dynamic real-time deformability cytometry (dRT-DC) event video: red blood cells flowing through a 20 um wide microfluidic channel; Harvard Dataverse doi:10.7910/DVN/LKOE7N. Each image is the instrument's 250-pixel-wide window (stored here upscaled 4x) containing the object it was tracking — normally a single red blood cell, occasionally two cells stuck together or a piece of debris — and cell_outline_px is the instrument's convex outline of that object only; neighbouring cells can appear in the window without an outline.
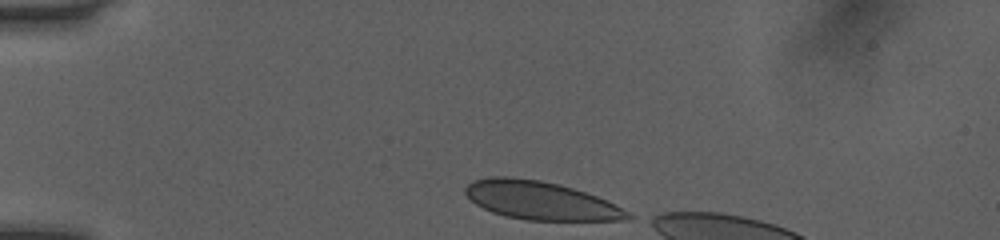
{"species": "human", "species_latin": "Homo sapiens", "temperature_condition": "room temperature", "stored_images_in_passage": 10, "camera_frame_rate_fps": 3000, "um_per_image_px": 0.085, "donor": {"sex": "female"}, "frame": {"image": 1, "passage_image": 1, "time_ms": 0.0, "image_size_px": [1000, 240], "cell_outline_px": [[636, 216], [632, 220], [528, 220], [504, 216], [492, 212], [476, 204], [464, 192], [464, 188], [472, 180], [492, 176], [508, 176], [540, 180], [560, 184], [596, 196]], "centroid_in_image_um": [45.92, 17.04], "position_along_channel_um": 39.1, "area_um2": 36.07}}
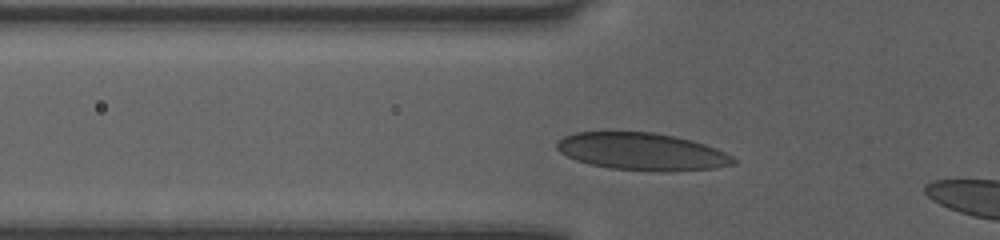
{"frame": {"image": 2, "passage_image": 7, "time_ms": 2.0, "image_size_px": [1000, 240], "cell_outline_px": [[736, 164], [712, 168], [668, 172], [664, 172], [608, 168], [588, 164], [576, 160], [560, 152], [556, 148], [556, 144], [564, 136], [576, 132], [652, 132], [692, 140], [716, 148], [732, 156], [736, 160]], "centroid_in_image_um": [54.57, 12.89], "position_along_channel_um": 71.2, "area_um2": 38.38}}